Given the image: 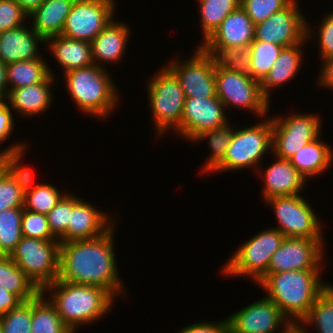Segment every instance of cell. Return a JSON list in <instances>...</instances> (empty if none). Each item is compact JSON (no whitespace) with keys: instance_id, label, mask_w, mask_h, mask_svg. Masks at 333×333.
<instances>
[{"instance_id":"1","label":"cell","mask_w":333,"mask_h":333,"mask_svg":"<svg viewBox=\"0 0 333 333\" xmlns=\"http://www.w3.org/2000/svg\"><path fill=\"white\" fill-rule=\"evenodd\" d=\"M117 223L98 237L60 243L57 280L98 286L108 290L115 298L121 294L126 297L128 288L121 281L114 246Z\"/></svg>"},{"instance_id":"2","label":"cell","mask_w":333,"mask_h":333,"mask_svg":"<svg viewBox=\"0 0 333 333\" xmlns=\"http://www.w3.org/2000/svg\"><path fill=\"white\" fill-rule=\"evenodd\" d=\"M41 293L55 307L64 324L76 333L78 327L97 322L110 313L117 300L108 290L92 285H77L56 280Z\"/></svg>"},{"instance_id":"3","label":"cell","mask_w":333,"mask_h":333,"mask_svg":"<svg viewBox=\"0 0 333 333\" xmlns=\"http://www.w3.org/2000/svg\"><path fill=\"white\" fill-rule=\"evenodd\" d=\"M322 271L324 270H294L266 274L258 286L291 323L297 326L308 314L315 300L331 284L323 280Z\"/></svg>"},{"instance_id":"4","label":"cell","mask_w":333,"mask_h":333,"mask_svg":"<svg viewBox=\"0 0 333 333\" xmlns=\"http://www.w3.org/2000/svg\"><path fill=\"white\" fill-rule=\"evenodd\" d=\"M107 68L92 64L74 69L62 76L66 91L79 112L92 118L108 119L118 108L121 94ZM116 85V86H115Z\"/></svg>"},{"instance_id":"5","label":"cell","mask_w":333,"mask_h":333,"mask_svg":"<svg viewBox=\"0 0 333 333\" xmlns=\"http://www.w3.org/2000/svg\"><path fill=\"white\" fill-rule=\"evenodd\" d=\"M260 122L248 124V127H237L223 161L210 173L239 172L242 169H257L263 158L272 153V118L269 114ZM251 125V126H250ZM252 167V168H251Z\"/></svg>"},{"instance_id":"6","label":"cell","mask_w":333,"mask_h":333,"mask_svg":"<svg viewBox=\"0 0 333 333\" xmlns=\"http://www.w3.org/2000/svg\"><path fill=\"white\" fill-rule=\"evenodd\" d=\"M147 80L146 95L151 123L155 136L161 138L165 134L174 132L181 122L184 111L185 96L178 79L166 67L162 65L156 74Z\"/></svg>"},{"instance_id":"7","label":"cell","mask_w":333,"mask_h":333,"mask_svg":"<svg viewBox=\"0 0 333 333\" xmlns=\"http://www.w3.org/2000/svg\"><path fill=\"white\" fill-rule=\"evenodd\" d=\"M269 228V229H268ZM248 238L221 267L225 277L246 278L258 284L267 274L273 253L281 246L285 235L269 226Z\"/></svg>"},{"instance_id":"8","label":"cell","mask_w":333,"mask_h":333,"mask_svg":"<svg viewBox=\"0 0 333 333\" xmlns=\"http://www.w3.org/2000/svg\"><path fill=\"white\" fill-rule=\"evenodd\" d=\"M216 95L226 111L237 108L261 119L268 116L270 101L262 94L260 82L251 76L215 65Z\"/></svg>"},{"instance_id":"9","label":"cell","mask_w":333,"mask_h":333,"mask_svg":"<svg viewBox=\"0 0 333 333\" xmlns=\"http://www.w3.org/2000/svg\"><path fill=\"white\" fill-rule=\"evenodd\" d=\"M59 247V240H42L22 236L10 257L42 290L58 279Z\"/></svg>"},{"instance_id":"10","label":"cell","mask_w":333,"mask_h":333,"mask_svg":"<svg viewBox=\"0 0 333 333\" xmlns=\"http://www.w3.org/2000/svg\"><path fill=\"white\" fill-rule=\"evenodd\" d=\"M275 214L278 229L285 237L325 239L322 218L317 217L315 208L308 199L299 195L275 196L264 201Z\"/></svg>"},{"instance_id":"11","label":"cell","mask_w":333,"mask_h":333,"mask_svg":"<svg viewBox=\"0 0 333 333\" xmlns=\"http://www.w3.org/2000/svg\"><path fill=\"white\" fill-rule=\"evenodd\" d=\"M278 115L271 116L272 155L278 158L289 160L304 145L323 135L319 113Z\"/></svg>"},{"instance_id":"12","label":"cell","mask_w":333,"mask_h":333,"mask_svg":"<svg viewBox=\"0 0 333 333\" xmlns=\"http://www.w3.org/2000/svg\"><path fill=\"white\" fill-rule=\"evenodd\" d=\"M178 79L185 98H211L216 95L215 61L196 46L190 58H172L164 64Z\"/></svg>"},{"instance_id":"13","label":"cell","mask_w":333,"mask_h":333,"mask_svg":"<svg viewBox=\"0 0 333 333\" xmlns=\"http://www.w3.org/2000/svg\"><path fill=\"white\" fill-rule=\"evenodd\" d=\"M115 0H75L66 18L62 35L92 42L116 18Z\"/></svg>"},{"instance_id":"14","label":"cell","mask_w":333,"mask_h":333,"mask_svg":"<svg viewBox=\"0 0 333 333\" xmlns=\"http://www.w3.org/2000/svg\"><path fill=\"white\" fill-rule=\"evenodd\" d=\"M233 313L227 316L231 333H287L294 326L266 295Z\"/></svg>"},{"instance_id":"15","label":"cell","mask_w":333,"mask_h":333,"mask_svg":"<svg viewBox=\"0 0 333 333\" xmlns=\"http://www.w3.org/2000/svg\"><path fill=\"white\" fill-rule=\"evenodd\" d=\"M325 244L324 239L285 237L271 257L267 274L294 270H323Z\"/></svg>"},{"instance_id":"16","label":"cell","mask_w":333,"mask_h":333,"mask_svg":"<svg viewBox=\"0 0 333 333\" xmlns=\"http://www.w3.org/2000/svg\"><path fill=\"white\" fill-rule=\"evenodd\" d=\"M300 0H293L286 8L255 25V40L290 47L306 38L307 19L301 11Z\"/></svg>"},{"instance_id":"17","label":"cell","mask_w":333,"mask_h":333,"mask_svg":"<svg viewBox=\"0 0 333 333\" xmlns=\"http://www.w3.org/2000/svg\"><path fill=\"white\" fill-rule=\"evenodd\" d=\"M226 113L218 97L185 98L180 126L173 133L191 142L200 133L214 130L230 121Z\"/></svg>"},{"instance_id":"18","label":"cell","mask_w":333,"mask_h":333,"mask_svg":"<svg viewBox=\"0 0 333 333\" xmlns=\"http://www.w3.org/2000/svg\"><path fill=\"white\" fill-rule=\"evenodd\" d=\"M85 200L73 195L70 222H68L66 234L59 240L60 243L98 237L106 233L117 222V218L111 217L108 212H104L95 204Z\"/></svg>"},{"instance_id":"19","label":"cell","mask_w":333,"mask_h":333,"mask_svg":"<svg viewBox=\"0 0 333 333\" xmlns=\"http://www.w3.org/2000/svg\"><path fill=\"white\" fill-rule=\"evenodd\" d=\"M270 166H260L255 172L262 180L261 197L263 201L275 196H292L302 194L307 184L306 178L291 164L290 160L274 156ZM264 170V171H263Z\"/></svg>"},{"instance_id":"20","label":"cell","mask_w":333,"mask_h":333,"mask_svg":"<svg viewBox=\"0 0 333 333\" xmlns=\"http://www.w3.org/2000/svg\"><path fill=\"white\" fill-rule=\"evenodd\" d=\"M45 40L26 23L18 28L0 33V61L9 64L17 61H32L41 58L39 46Z\"/></svg>"},{"instance_id":"21","label":"cell","mask_w":333,"mask_h":333,"mask_svg":"<svg viewBox=\"0 0 333 333\" xmlns=\"http://www.w3.org/2000/svg\"><path fill=\"white\" fill-rule=\"evenodd\" d=\"M130 31L126 22L115 18L111 20L91 42L94 64L106 68L107 63L114 65L122 61L132 33Z\"/></svg>"},{"instance_id":"22","label":"cell","mask_w":333,"mask_h":333,"mask_svg":"<svg viewBox=\"0 0 333 333\" xmlns=\"http://www.w3.org/2000/svg\"><path fill=\"white\" fill-rule=\"evenodd\" d=\"M56 79L58 78L50 75L44 82L10 89L4 99L19 118L25 119L32 118L34 115H43L52 107L54 95L51 87Z\"/></svg>"},{"instance_id":"23","label":"cell","mask_w":333,"mask_h":333,"mask_svg":"<svg viewBox=\"0 0 333 333\" xmlns=\"http://www.w3.org/2000/svg\"><path fill=\"white\" fill-rule=\"evenodd\" d=\"M255 38V24L239 6L230 13L200 47L248 48Z\"/></svg>"},{"instance_id":"24","label":"cell","mask_w":333,"mask_h":333,"mask_svg":"<svg viewBox=\"0 0 333 333\" xmlns=\"http://www.w3.org/2000/svg\"><path fill=\"white\" fill-rule=\"evenodd\" d=\"M309 41L307 37L300 43L283 48L271 66L270 71L265 76V78L260 82L262 94L270 101L272 93L271 91L276 88L279 89L280 86L283 87L284 84L290 83L301 70L302 62H304V48H307ZM303 47V48H302Z\"/></svg>"},{"instance_id":"25","label":"cell","mask_w":333,"mask_h":333,"mask_svg":"<svg viewBox=\"0 0 333 333\" xmlns=\"http://www.w3.org/2000/svg\"><path fill=\"white\" fill-rule=\"evenodd\" d=\"M45 45L60 65L63 74L94 64L91 43L88 41L76 40L60 34L45 40Z\"/></svg>"},{"instance_id":"26","label":"cell","mask_w":333,"mask_h":333,"mask_svg":"<svg viewBox=\"0 0 333 333\" xmlns=\"http://www.w3.org/2000/svg\"><path fill=\"white\" fill-rule=\"evenodd\" d=\"M321 135L304 145L289 160L291 164L310 181V178L324 175L333 164V148L323 141ZM321 174V175H320Z\"/></svg>"},{"instance_id":"27","label":"cell","mask_w":333,"mask_h":333,"mask_svg":"<svg viewBox=\"0 0 333 333\" xmlns=\"http://www.w3.org/2000/svg\"><path fill=\"white\" fill-rule=\"evenodd\" d=\"M75 0H44L29 16L33 28L44 40L62 33ZM32 22V23H31Z\"/></svg>"},{"instance_id":"28","label":"cell","mask_w":333,"mask_h":333,"mask_svg":"<svg viewBox=\"0 0 333 333\" xmlns=\"http://www.w3.org/2000/svg\"><path fill=\"white\" fill-rule=\"evenodd\" d=\"M42 56L32 61H17L6 65L8 91L44 82L50 75L57 78Z\"/></svg>"},{"instance_id":"29","label":"cell","mask_w":333,"mask_h":333,"mask_svg":"<svg viewBox=\"0 0 333 333\" xmlns=\"http://www.w3.org/2000/svg\"><path fill=\"white\" fill-rule=\"evenodd\" d=\"M234 131L235 127L230 120L225 125L217 127L214 130L200 133L190 142L200 143V141H208L207 144L210 153L205 162L202 163V168H199L201 169V173L210 175V173L223 161Z\"/></svg>"},{"instance_id":"30","label":"cell","mask_w":333,"mask_h":333,"mask_svg":"<svg viewBox=\"0 0 333 333\" xmlns=\"http://www.w3.org/2000/svg\"><path fill=\"white\" fill-rule=\"evenodd\" d=\"M0 285L15 294L22 302L33 300L41 293L10 256L0 259Z\"/></svg>"},{"instance_id":"31","label":"cell","mask_w":333,"mask_h":333,"mask_svg":"<svg viewBox=\"0 0 333 333\" xmlns=\"http://www.w3.org/2000/svg\"><path fill=\"white\" fill-rule=\"evenodd\" d=\"M304 333H333V284L315 300L308 314L297 325Z\"/></svg>"},{"instance_id":"32","label":"cell","mask_w":333,"mask_h":333,"mask_svg":"<svg viewBox=\"0 0 333 333\" xmlns=\"http://www.w3.org/2000/svg\"><path fill=\"white\" fill-rule=\"evenodd\" d=\"M28 141L22 142L18 141L7 145L6 148H3L0 153H6V172L13 178V180L18 184L20 190L25 194L31 191L38 183L34 182L35 171L21 164L23 158L28 152L29 146L27 145ZM36 183V184H35Z\"/></svg>"},{"instance_id":"33","label":"cell","mask_w":333,"mask_h":333,"mask_svg":"<svg viewBox=\"0 0 333 333\" xmlns=\"http://www.w3.org/2000/svg\"><path fill=\"white\" fill-rule=\"evenodd\" d=\"M200 11V29L203 44L218 28L222 21L240 6L241 0H196Z\"/></svg>"},{"instance_id":"34","label":"cell","mask_w":333,"mask_h":333,"mask_svg":"<svg viewBox=\"0 0 333 333\" xmlns=\"http://www.w3.org/2000/svg\"><path fill=\"white\" fill-rule=\"evenodd\" d=\"M31 324V333H73L42 293L32 300Z\"/></svg>"},{"instance_id":"35","label":"cell","mask_w":333,"mask_h":333,"mask_svg":"<svg viewBox=\"0 0 333 333\" xmlns=\"http://www.w3.org/2000/svg\"><path fill=\"white\" fill-rule=\"evenodd\" d=\"M218 67L251 76V51L242 47H201Z\"/></svg>"},{"instance_id":"36","label":"cell","mask_w":333,"mask_h":333,"mask_svg":"<svg viewBox=\"0 0 333 333\" xmlns=\"http://www.w3.org/2000/svg\"><path fill=\"white\" fill-rule=\"evenodd\" d=\"M67 192L68 189L60 191L48 182L38 183L31 191L24 194L23 208L47 215Z\"/></svg>"},{"instance_id":"37","label":"cell","mask_w":333,"mask_h":333,"mask_svg":"<svg viewBox=\"0 0 333 333\" xmlns=\"http://www.w3.org/2000/svg\"><path fill=\"white\" fill-rule=\"evenodd\" d=\"M248 48L251 51V77L261 82L284 47L254 39Z\"/></svg>"},{"instance_id":"38","label":"cell","mask_w":333,"mask_h":333,"mask_svg":"<svg viewBox=\"0 0 333 333\" xmlns=\"http://www.w3.org/2000/svg\"><path fill=\"white\" fill-rule=\"evenodd\" d=\"M23 207L2 210L0 212V247L10 256L20 242Z\"/></svg>"},{"instance_id":"39","label":"cell","mask_w":333,"mask_h":333,"mask_svg":"<svg viewBox=\"0 0 333 333\" xmlns=\"http://www.w3.org/2000/svg\"><path fill=\"white\" fill-rule=\"evenodd\" d=\"M322 18L319 20L318 27L316 26L314 29L310 27L312 24L308 20L306 32L308 41L312 42L313 37H315V40L318 42L317 49H319L318 56L321 59L320 62L333 56V10L326 13Z\"/></svg>"},{"instance_id":"40","label":"cell","mask_w":333,"mask_h":333,"mask_svg":"<svg viewBox=\"0 0 333 333\" xmlns=\"http://www.w3.org/2000/svg\"><path fill=\"white\" fill-rule=\"evenodd\" d=\"M2 333H31L32 300L0 316Z\"/></svg>"},{"instance_id":"41","label":"cell","mask_w":333,"mask_h":333,"mask_svg":"<svg viewBox=\"0 0 333 333\" xmlns=\"http://www.w3.org/2000/svg\"><path fill=\"white\" fill-rule=\"evenodd\" d=\"M73 194L70 191L67 192L47 214L51 233L56 240H60L67 232L73 208Z\"/></svg>"},{"instance_id":"42","label":"cell","mask_w":333,"mask_h":333,"mask_svg":"<svg viewBox=\"0 0 333 333\" xmlns=\"http://www.w3.org/2000/svg\"><path fill=\"white\" fill-rule=\"evenodd\" d=\"M293 0H241L240 6L256 25L286 8Z\"/></svg>"},{"instance_id":"43","label":"cell","mask_w":333,"mask_h":333,"mask_svg":"<svg viewBox=\"0 0 333 333\" xmlns=\"http://www.w3.org/2000/svg\"><path fill=\"white\" fill-rule=\"evenodd\" d=\"M21 234L27 238L56 240L50 230L46 214L36 213L23 208Z\"/></svg>"},{"instance_id":"44","label":"cell","mask_w":333,"mask_h":333,"mask_svg":"<svg viewBox=\"0 0 333 333\" xmlns=\"http://www.w3.org/2000/svg\"><path fill=\"white\" fill-rule=\"evenodd\" d=\"M28 15L14 0H0V33L27 23Z\"/></svg>"},{"instance_id":"45","label":"cell","mask_w":333,"mask_h":333,"mask_svg":"<svg viewBox=\"0 0 333 333\" xmlns=\"http://www.w3.org/2000/svg\"><path fill=\"white\" fill-rule=\"evenodd\" d=\"M24 193L18 184L6 172L0 178V212L6 209L23 207Z\"/></svg>"},{"instance_id":"46","label":"cell","mask_w":333,"mask_h":333,"mask_svg":"<svg viewBox=\"0 0 333 333\" xmlns=\"http://www.w3.org/2000/svg\"><path fill=\"white\" fill-rule=\"evenodd\" d=\"M229 332V320L222 318L218 321H199L194 324H189L181 328L177 333H228Z\"/></svg>"},{"instance_id":"47","label":"cell","mask_w":333,"mask_h":333,"mask_svg":"<svg viewBox=\"0 0 333 333\" xmlns=\"http://www.w3.org/2000/svg\"><path fill=\"white\" fill-rule=\"evenodd\" d=\"M13 110L4 98L0 99V145L11 137L15 130V119Z\"/></svg>"},{"instance_id":"48","label":"cell","mask_w":333,"mask_h":333,"mask_svg":"<svg viewBox=\"0 0 333 333\" xmlns=\"http://www.w3.org/2000/svg\"><path fill=\"white\" fill-rule=\"evenodd\" d=\"M321 70L319 71L320 73L317 75L318 76V80L316 82H318L317 87L319 85V87H321V89L323 90V88L326 90H333V56L327 58L326 60L321 62Z\"/></svg>"},{"instance_id":"49","label":"cell","mask_w":333,"mask_h":333,"mask_svg":"<svg viewBox=\"0 0 333 333\" xmlns=\"http://www.w3.org/2000/svg\"><path fill=\"white\" fill-rule=\"evenodd\" d=\"M22 301L13 293L0 285V316L17 308Z\"/></svg>"},{"instance_id":"50","label":"cell","mask_w":333,"mask_h":333,"mask_svg":"<svg viewBox=\"0 0 333 333\" xmlns=\"http://www.w3.org/2000/svg\"><path fill=\"white\" fill-rule=\"evenodd\" d=\"M22 8V10L29 16L34 10H36L44 0H14Z\"/></svg>"},{"instance_id":"51","label":"cell","mask_w":333,"mask_h":333,"mask_svg":"<svg viewBox=\"0 0 333 333\" xmlns=\"http://www.w3.org/2000/svg\"><path fill=\"white\" fill-rule=\"evenodd\" d=\"M8 94L7 68L6 64L0 61V99Z\"/></svg>"},{"instance_id":"52","label":"cell","mask_w":333,"mask_h":333,"mask_svg":"<svg viewBox=\"0 0 333 333\" xmlns=\"http://www.w3.org/2000/svg\"><path fill=\"white\" fill-rule=\"evenodd\" d=\"M6 173V153H0V178Z\"/></svg>"},{"instance_id":"53","label":"cell","mask_w":333,"mask_h":333,"mask_svg":"<svg viewBox=\"0 0 333 333\" xmlns=\"http://www.w3.org/2000/svg\"><path fill=\"white\" fill-rule=\"evenodd\" d=\"M287 333H304L298 326H293Z\"/></svg>"},{"instance_id":"54","label":"cell","mask_w":333,"mask_h":333,"mask_svg":"<svg viewBox=\"0 0 333 333\" xmlns=\"http://www.w3.org/2000/svg\"><path fill=\"white\" fill-rule=\"evenodd\" d=\"M7 255L3 252V250L0 247V259L6 257Z\"/></svg>"},{"instance_id":"55","label":"cell","mask_w":333,"mask_h":333,"mask_svg":"<svg viewBox=\"0 0 333 333\" xmlns=\"http://www.w3.org/2000/svg\"><path fill=\"white\" fill-rule=\"evenodd\" d=\"M0 333H2L1 318H0Z\"/></svg>"}]
</instances>
